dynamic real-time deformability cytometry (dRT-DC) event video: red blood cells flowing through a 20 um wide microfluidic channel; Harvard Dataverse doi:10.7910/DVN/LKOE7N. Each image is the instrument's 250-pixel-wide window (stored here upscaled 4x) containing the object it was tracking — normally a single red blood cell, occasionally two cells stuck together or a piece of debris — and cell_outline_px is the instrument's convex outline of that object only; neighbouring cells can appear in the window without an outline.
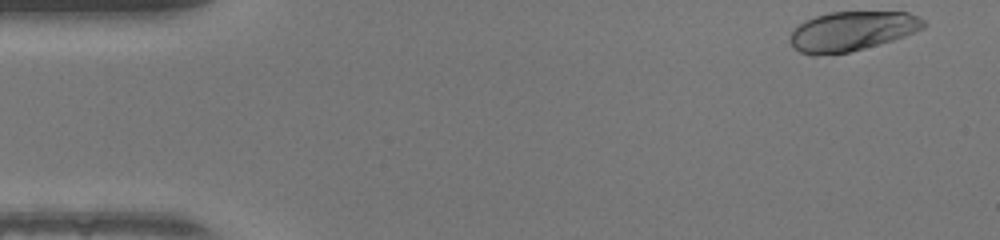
{"species": "human", "species_latin": "Homo sapiens", "temperature_condition": "warm", "stored_images_in_passage": 39, "camera_frame_rate_fps": 3000, "um_per_image_px": 0.085, "donor": {"sex": "female"}, "frame": {"image": 1, "passage_image": 1, "time_ms": 0.0, "image_size_px": [1000, 240], "cell_outline_px": [[924, 28], [904, 36], [892, 40], [864, 48], [848, 52], [816, 56], [812, 56], [800, 52], [792, 48], [788, 40], [792, 32], [804, 20], [828, 12], [908, 12], [924, 20]], "centroid_in_image_um": [72.35, 2.66], "position_along_channel_um": 12.6, "area_um2": 30.69}}
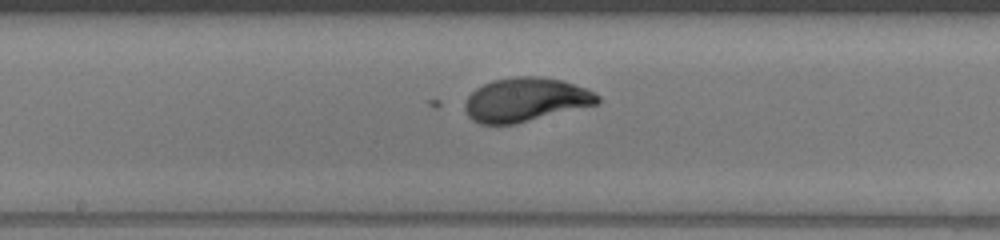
{"frame": {"image": 2, "passage_image": 23, "time_ms": 7.333, "image_size_px": [1000, 240], "cell_outline_px": [[600, 100], [596, 104], [516, 124], [480, 124], [472, 120], [468, 116], [464, 108], [464, 100], [476, 88], [492, 80], [512, 76], [536, 76], [560, 80], [584, 88], [600, 96]], "centroid_in_image_um": [44.61, 8.48], "position_along_channel_um": 203.6, "area_um2": 33.76}}
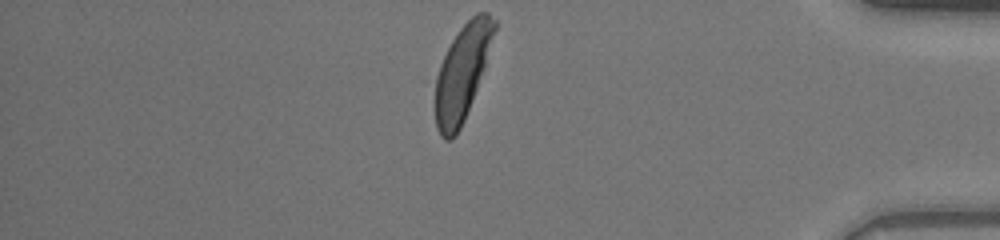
{"frame": {"image": 3, "passage_image": 39, "time_ms": 12.667, "image_size_px": [1000, 240], "cell_outline_px": [[496, 28], [476, 88], [464, 120], [456, 136], [452, 140], [444, 140], [440, 136], [436, 128], [436, 76], [440, 64], [452, 40], [460, 28], [476, 12], [488, 12], [496, 20]], "centroid_in_image_um": [39.27, 6.18], "position_along_channel_um": 395.9, "area_um2": 31.91}, "authors_computed_cell_mechanics": {"area_um2": 33.1194, "velocity_mm_per_s": 4.2859, "shape_relaxation_time_tau1_ms": 2.5637, "shape_relaxation_time_tau2_ms": null, "deformation_change_tau1": 0.184, "deformation_change_tau2": null}}